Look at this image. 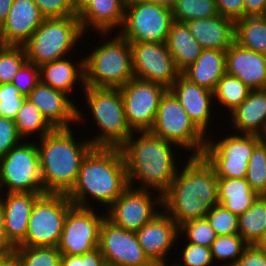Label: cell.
<instances>
[{
    "label": "cell",
    "mask_w": 266,
    "mask_h": 266,
    "mask_svg": "<svg viewBox=\"0 0 266 266\" xmlns=\"http://www.w3.org/2000/svg\"><path fill=\"white\" fill-rule=\"evenodd\" d=\"M217 236L234 235L238 232V216L221 204H217L206 215Z\"/></svg>",
    "instance_id": "60d3db41"
},
{
    "label": "cell",
    "mask_w": 266,
    "mask_h": 266,
    "mask_svg": "<svg viewBox=\"0 0 266 266\" xmlns=\"http://www.w3.org/2000/svg\"><path fill=\"white\" fill-rule=\"evenodd\" d=\"M235 134L217 141L207 137L202 156L217 178H245L254 148L261 142L259 136Z\"/></svg>",
    "instance_id": "7c38bea8"
},
{
    "label": "cell",
    "mask_w": 266,
    "mask_h": 266,
    "mask_svg": "<svg viewBox=\"0 0 266 266\" xmlns=\"http://www.w3.org/2000/svg\"><path fill=\"white\" fill-rule=\"evenodd\" d=\"M186 25L203 49L226 51L235 42V21L220 14L192 19Z\"/></svg>",
    "instance_id": "d4e9b609"
},
{
    "label": "cell",
    "mask_w": 266,
    "mask_h": 266,
    "mask_svg": "<svg viewBox=\"0 0 266 266\" xmlns=\"http://www.w3.org/2000/svg\"><path fill=\"white\" fill-rule=\"evenodd\" d=\"M45 18L78 16L72 0H33Z\"/></svg>",
    "instance_id": "f6af8a7d"
},
{
    "label": "cell",
    "mask_w": 266,
    "mask_h": 266,
    "mask_svg": "<svg viewBox=\"0 0 266 266\" xmlns=\"http://www.w3.org/2000/svg\"><path fill=\"white\" fill-rule=\"evenodd\" d=\"M233 266H266V254L257 244H248Z\"/></svg>",
    "instance_id": "c3c4849f"
},
{
    "label": "cell",
    "mask_w": 266,
    "mask_h": 266,
    "mask_svg": "<svg viewBox=\"0 0 266 266\" xmlns=\"http://www.w3.org/2000/svg\"><path fill=\"white\" fill-rule=\"evenodd\" d=\"M134 78L169 89L181 75L165 42H130Z\"/></svg>",
    "instance_id": "9a60e30c"
},
{
    "label": "cell",
    "mask_w": 266,
    "mask_h": 266,
    "mask_svg": "<svg viewBox=\"0 0 266 266\" xmlns=\"http://www.w3.org/2000/svg\"><path fill=\"white\" fill-rule=\"evenodd\" d=\"M185 234L188 243L211 247V244L217 237L216 232L211 227L207 218H199L188 221L179 227V234Z\"/></svg>",
    "instance_id": "ab89813d"
},
{
    "label": "cell",
    "mask_w": 266,
    "mask_h": 266,
    "mask_svg": "<svg viewBox=\"0 0 266 266\" xmlns=\"http://www.w3.org/2000/svg\"><path fill=\"white\" fill-rule=\"evenodd\" d=\"M226 73V51L203 49L197 60L181 75L188 81L214 91L217 82Z\"/></svg>",
    "instance_id": "4316f807"
},
{
    "label": "cell",
    "mask_w": 266,
    "mask_h": 266,
    "mask_svg": "<svg viewBox=\"0 0 266 266\" xmlns=\"http://www.w3.org/2000/svg\"><path fill=\"white\" fill-rule=\"evenodd\" d=\"M105 217L99 216L93 207L73 206L66 215L57 249L61 254L83 255L98 248Z\"/></svg>",
    "instance_id": "5bb4252c"
},
{
    "label": "cell",
    "mask_w": 266,
    "mask_h": 266,
    "mask_svg": "<svg viewBox=\"0 0 266 266\" xmlns=\"http://www.w3.org/2000/svg\"><path fill=\"white\" fill-rule=\"evenodd\" d=\"M27 61L24 46H0V84L12 83L15 75Z\"/></svg>",
    "instance_id": "74e56055"
},
{
    "label": "cell",
    "mask_w": 266,
    "mask_h": 266,
    "mask_svg": "<svg viewBox=\"0 0 266 266\" xmlns=\"http://www.w3.org/2000/svg\"><path fill=\"white\" fill-rule=\"evenodd\" d=\"M186 165L162 194V206L178 227L199 218L218 204V178L202 155H190ZM180 172V173H179Z\"/></svg>",
    "instance_id": "6da1fadb"
},
{
    "label": "cell",
    "mask_w": 266,
    "mask_h": 266,
    "mask_svg": "<svg viewBox=\"0 0 266 266\" xmlns=\"http://www.w3.org/2000/svg\"><path fill=\"white\" fill-rule=\"evenodd\" d=\"M149 131L155 136L176 143L179 148L192 151V155H202L207 142V135L190 119L169 89L160 100L155 122Z\"/></svg>",
    "instance_id": "ba28073f"
},
{
    "label": "cell",
    "mask_w": 266,
    "mask_h": 266,
    "mask_svg": "<svg viewBox=\"0 0 266 266\" xmlns=\"http://www.w3.org/2000/svg\"><path fill=\"white\" fill-rule=\"evenodd\" d=\"M173 22L171 6L159 2L127 0L118 32L129 42H166Z\"/></svg>",
    "instance_id": "30bf717a"
},
{
    "label": "cell",
    "mask_w": 266,
    "mask_h": 266,
    "mask_svg": "<svg viewBox=\"0 0 266 266\" xmlns=\"http://www.w3.org/2000/svg\"><path fill=\"white\" fill-rule=\"evenodd\" d=\"M155 266H168V264L167 263H163V264H156ZM171 266H175L174 264L172 265L171 264Z\"/></svg>",
    "instance_id": "91938a15"
},
{
    "label": "cell",
    "mask_w": 266,
    "mask_h": 266,
    "mask_svg": "<svg viewBox=\"0 0 266 266\" xmlns=\"http://www.w3.org/2000/svg\"><path fill=\"white\" fill-rule=\"evenodd\" d=\"M86 106L99 128L91 138L93 147L120 148L135 133L126 120L124 103L119 88L85 86Z\"/></svg>",
    "instance_id": "5b68a950"
},
{
    "label": "cell",
    "mask_w": 266,
    "mask_h": 266,
    "mask_svg": "<svg viewBox=\"0 0 266 266\" xmlns=\"http://www.w3.org/2000/svg\"><path fill=\"white\" fill-rule=\"evenodd\" d=\"M101 44L84 58V84L120 88L134 78L130 42L117 34Z\"/></svg>",
    "instance_id": "8992f818"
},
{
    "label": "cell",
    "mask_w": 266,
    "mask_h": 266,
    "mask_svg": "<svg viewBox=\"0 0 266 266\" xmlns=\"http://www.w3.org/2000/svg\"><path fill=\"white\" fill-rule=\"evenodd\" d=\"M92 0H72L74 10L77 15L91 2Z\"/></svg>",
    "instance_id": "11a10c76"
},
{
    "label": "cell",
    "mask_w": 266,
    "mask_h": 266,
    "mask_svg": "<svg viewBox=\"0 0 266 266\" xmlns=\"http://www.w3.org/2000/svg\"><path fill=\"white\" fill-rule=\"evenodd\" d=\"M136 234L145 255L155 264L166 263V255L179 236H183L179 235V227L164 210L136 231Z\"/></svg>",
    "instance_id": "d6986e66"
},
{
    "label": "cell",
    "mask_w": 266,
    "mask_h": 266,
    "mask_svg": "<svg viewBox=\"0 0 266 266\" xmlns=\"http://www.w3.org/2000/svg\"><path fill=\"white\" fill-rule=\"evenodd\" d=\"M44 19L33 0H13L9 14L0 27L3 45L23 46Z\"/></svg>",
    "instance_id": "ffe728a7"
},
{
    "label": "cell",
    "mask_w": 266,
    "mask_h": 266,
    "mask_svg": "<svg viewBox=\"0 0 266 266\" xmlns=\"http://www.w3.org/2000/svg\"><path fill=\"white\" fill-rule=\"evenodd\" d=\"M107 266H150L135 231L116 226L106 217L100 226L99 246Z\"/></svg>",
    "instance_id": "e0dca14e"
},
{
    "label": "cell",
    "mask_w": 266,
    "mask_h": 266,
    "mask_svg": "<svg viewBox=\"0 0 266 266\" xmlns=\"http://www.w3.org/2000/svg\"><path fill=\"white\" fill-rule=\"evenodd\" d=\"M22 140L14 120L0 116V159Z\"/></svg>",
    "instance_id": "bcb514c9"
},
{
    "label": "cell",
    "mask_w": 266,
    "mask_h": 266,
    "mask_svg": "<svg viewBox=\"0 0 266 266\" xmlns=\"http://www.w3.org/2000/svg\"><path fill=\"white\" fill-rule=\"evenodd\" d=\"M235 42L254 52L266 51V17H244L235 21Z\"/></svg>",
    "instance_id": "4dcf8cb0"
},
{
    "label": "cell",
    "mask_w": 266,
    "mask_h": 266,
    "mask_svg": "<svg viewBox=\"0 0 266 266\" xmlns=\"http://www.w3.org/2000/svg\"><path fill=\"white\" fill-rule=\"evenodd\" d=\"M4 256H5V255H1V254H0V261H1V259H2Z\"/></svg>",
    "instance_id": "6125c7cd"
},
{
    "label": "cell",
    "mask_w": 266,
    "mask_h": 266,
    "mask_svg": "<svg viewBox=\"0 0 266 266\" xmlns=\"http://www.w3.org/2000/svg\"><path fill=\"white\" fill-rule=\"evenodd\" d=\"M13 253L22 266H60L62 255L57 247L16 246Z\"/></svg>",
    "instance_id": "8d00e7d4"
},
{
    "label": "cell",
    "mask_w": 266,
    "mask_h": 266,
    "mask_svg": "<svg viewBox=\"0 0 266 266\" xmlns=\"http://www.w3.org/2000/svg\"><path fill=\"white\" fill-rule=\"evenodd\" d=\"M73 203L66 194L45 193L34 203L24 247H57L64 221Z\"/></svg>",
    "instance_id": "9c48e42d"
},
{
    "label": "cell",
    "mask_w": 266,
    "mask_h": 266,
    "mask_svg": "<svg viewBox=\"0 0 266 266\" xmlns=\"http://www.w3.org/2000/svg\"><path fill=\"white\" fill-rule=\"evenodd\" d=\"M128 187L120 148L93 147L83 159L75 186L67 197L74 206L91 208L89 196L107 205V209Z\"/></svg>",
    "instance_id": "7a4b0ae2"
},
{
    "label": "cell",
    "mask_w": 266,
    "mask_h": 266,
    "mask_svg": "<svg viewBox=\"0 0 266 266\" xmlns=\"http://www.w3.org/2000/svg\"><path fill=\"white\" fill-rule=\"evenodd\" d=\"M152 197L150 190L129 186L108 208L106 218L116 226L136 232L161 212L156 206H162V195Z\"/></svg>",
    "instance_id": "2e32d148"
},
{
    "label": "cell",
    "mask_w": 266,
    "mask_h": 266,
    "mask_svg": "<svg viewBox=\"0 0 266 266\" xmlns=\"http://www.w3.org/2000/svg\"><path fill=\"white\" fill-rule=\"evenodd\" d=\"M226 73L240 79L251 90L266 89V66L262 53L234 42L226 50Z\"/></svg>",
    "instance_id": "7402d4cb"
},
{
    "label": "cell",
    "mask_w": 266,
    "mask_h": 266,
    "mask_svg": "<svg viewBox=\"0 0 266 266\" xmlns=\"http://www.w3.org/2000/svg\"><path fill=\"white\" fill-rule=\"evenodd\" d=\"M12 4L13 0H0V27L7 18Z\"/></svg>",
    "instance_id": "f5cc1de1"
},
{
    "label": "cell",
    "mask_w": 266,
    "mask_h": 266,
    "mask_svg": "<svg viewBox=\"0 0 266 266\" xmlns=\"http://www.w3.org/2000/svg\"><path fill=\"white\" fill-rule=\"evenodd\" d=\"M40 82V67L32 62L26 61L15 75L12 84L27 96Z\"/></svg>",
    "instance_id": "7bdbcfd3"
},
{
    "label": "cell",
    "mask_w": 266,
    "mask_h": 266,
    "mask_svg": "<svg viewBox=\"0 0 266 266\" xmlns=\"http://www.w3.org/2000/svg\"><path fill=\"white\" fill-rule=\"evenodd\" d=\"M127 0H92L79 14L78 18L83 32L87 28L109 35L113 29L122 27Z\"/></svg>",
    "instance_id": "cb8c5ba5"
},
{
    "label": "cell",
    "mask_w": 266,
    "mask_h": 266,
    "mask_svg": "<svg viewBox=\"0 0 266 266\" xmlns=\"http://www.w3.org/2000/svg\"><path fill=\"white\" fill-rule=\"evenodd\" d=\"M136 133L140 135L138 138L132 134L120 147L128 184L133 187V184L139 181L141 183L137 189H152L151 191L154 189L162 195L174 180L179 169L176 167L172 150L173 145H178L155 136L150 131H136Z\"/></svg>",
    "instance_id": "3957f363"
},
{
    "label": "cell",
    "mask_w": 266,
    "mask_h": 266,
    "mask_svg": "<svg viewBox=\"0 0 266 266\" xmlns=\"http://www.w3.org/2000/svg\"><path fill=\"white\" fill-rule=\"evenodd\" d=\"M165 43L180 72L193 64L203 50L186 23L176 21L172 22Z\"/></svg>",
    "instance_id": "f1b7e54d"
},
{
    "label": "cell",
    "mask_w": 266,
    "mask_h": 266,
    "mask_svg": "<svg viewBox=\"0 0 266 266\" xmlns=\"http://www.w3.org/2000/svg\"><path fill=\"white\" fill-rule=\"evenodd\" d=\"M26 98L12 83L0 84V116L14 120Z\"/></svg>",
    "instance_id": "b9f144b4"
},
{
    "label": "cell",
    "mask_w": 266,
    "mask_h": 266,
    "mask_svg": "<svg viewBox=\"0 0 266 266\" xmlns=\"http://www.w3.org/2000/svg\"><path fill=\"white\" fill-rule=\"evenodd\" d=\"M218 14L234 21L244 18L243 0H215Z\"/></svg>",
    "instance_id": "681fc988"
},
{
    "label": "cell",
    "mask_w": 266,
    "mask_h": 266,
    "mask_svg": "<svg viewBox=\"0 0 266 266\" xmlns=\"http://www.w3.org/2000/svg\"><path fill=\"white\" fill-rule=\"evenodd\" d=\"M256 244L266 254V234Z\"/></svg>",
    "instance_id": "9f6ffc18"
},
{
    "label": "cell",
    "mask_w": 266,
    "mask_h": 266,
    "mask_svg": "<svg viewBox=\"0 0 266 266\" xmlns=\"http://www.w3.org/2000/svg\"><path fill=\"white\" fill-rule=\"evenodd\" d=\"M248 243L239 235L217 236L211 244L212 259L220 261H230L223 266H233L242 256Z\"/></svg>",
    "instance_id": "d590c367"
},
{
    "label": "cell",
    "mask_w": 266,
    "mask_h": 266,
    "mask_svg": "<svg viewBox=\"0 0 266 266\" xmlns=\"http://www.w3.org/2000/svg\"><path fill=\"white\" fill-rule=\"evenodd\" d=\"M143 1L159 2V3L166 4L168 6H171V4L173 2V0H143Z\"/></svg>",
    "instance_id": "6f0895ef"
},
{
    "label": "cell",
    "mask_w": 266,
    "mask_h": 266,
    "mask_svg": "<svg viewBox=\"0 0 266 266\" xmlns=\"http://www.w3.org/2000/svg\"><path fill=\"white\" fill-rule=\"evenodd\" d=\"M15 247L16 246L8 239L4 226V212L0 205V254L5 256L13 254Z\"/></svg>",
    "instance_id": "f907efd6"
},
{
    "label": "cell",
    "mask_w": 266,
    "mask_h": 266,
    "mask_svg": "<svg viewBox=\"0 0 266 266\" xmlns=\"http://www.w3.org/2000/svg\"><path fill=\"white\" fill-rule=\"evenodd\" d=\"M0 266H22L18 257L13 253L4 256L0 261Z\"/></svg>",
    "instance_id": "db71d44e"
},
{
    "label": "cell",
    "mask_w": 266,
    "mask_h": 266,
    "mask_svg": "<svg viewBox=\"0 0 266 266\" xmlns=\"http://www.w3.org/2000/svg\"><path fill=\"white\" fill-rule=\"evenodd\" d=\"M259 137H260V141L266 145V124L263 129V132L261 133Z\"/></svg>",
    "instance_id": "680465c9"
},
{
    "label": "cell",
    "mask_w": 266,
    "mask_h": 266,
    "mask_svg": "<svg viewBox=\"0 0 266 266\" xmlns=\"http://www.w3.org/2000/svg\"><path fill=\"white\" fill-rule=\"evenodd\" d=\"M230 114L233 131L260 136L266 124V89L251 90L248 97Z\"/></svg>",
    "instance_id": "484cf974"
},
{
    "label": "cell",
    "mask_w": 266,
    "mask_h": 266,
    "mask_svg": "<svg viewBox=\"0 0 266 266\" xmlns=\"http://www.w3.org/2000/svg\"><path fill=\"white\" fill-rule=\"evenodd\" d=\"M250 92L251 89L240 79L225 73L217 82L213 97L226 109L228 108L227 111L232 112L248 97Z\"/></svg>",
    "instance_id": "836d02e7"
},
{
    "label": "cell",
    "mask_w": 266,
    "mask_h": 266,
    "mask_svg": "<svg viewBox=\"0 0 266 266\" xmlns=\"http://www.w3.org/2000/svg\"><path fill=\"white\" fill-rule=\"evenodd\" d=\"M76 62L66 58L42 64L40 67V81L49 87L62 91L70 96L75 83H81L84 89V57ZM70 93V94H69Z\"/></svg>",
    "instance_id": "83f0119b"
},
{
    "label": "cell",
    "mask_w": 266,
    "mask_h": 266,
    "mask_svg": "<svg viewBox=\"0 0 266 266\" xmlns=\"http://www.w3.org/2000/svg\"><path fill=\"white\" fill-rule=\"evenodd\" d=\"M171 10L173 21L181 23L218 15L215 0H173Z\"/></svg>",
    "instance_id": "e575fe53"
},
{
    "label": "cell",
    "mask_w": 266,
    "mask_h": 266,
    "mask_svg": "<svg viewBox=\"0 0 266 266\" xmlns=\"http://www.w3.org/2000/svg\"><path fill=\"white\" fill-rule=\"evenodd\" d=\"M17 131L22 139L39 136L38 139L51 133L54 128L44 118L39 109L27 98L14 118Z\"/></svg>",
    "instance_id": "d6a6232c"
},
{
    "label": "cell",
    "mask_w": 266,
    "mask_h": 266,
    "mask_svg": "<svg viewBox=\"0 0 266 266\" xmlns=\"http://www.w3.org/2000/svg\"><path fill=\"white\" fill-rule=\"evenodd\" d=\"M244 17L265 16L266 0H243Z\"/></svg>",
    "instance_id": "816d5d0a"
},
{
    "label": "cell",
    "mask_w": 266,
    "mask_h": 266,
    "mask_svg": "<svg viewBox=\"0 0 266 266\" xmlns=\"http://www.w3.org/2000/svg\"><path fill=\"white\" fill-rule=\"evenodd\" d=\"M218 204L236 216L249 209L259 196L245 178H218Z\"/></svg>",
    "instance_id": "f546056e"
},
{
    "label": "cell",
    "mask_w": 266,
    "mask_h": 266,
    "mask_svg": "<svg viewBox=\"0 0 266 266\" xmlns=\"http://www.w3.org/2000/svg\"><path fill=\"white\" fill-rule=\"evenodd\" d=\"M262 55H263L264 62H265V66H266V51H264V52L262 53Z\"/></svg>",
    "instance_id": "94428289"
},
{
    "label": "cell",
    "mask_w": 266,
    "mask_h": 266,
    "mask_svg": "<svg viewBox=\"0 0 266 266\" xmlns=\"http://www.w3.org/2000/svg\"><path fill=\"white\" fill-rule=\"evenodd\" d=\"M41 195L43 194L16 192L7 193L6 198H0L6 233L15 246L25 240L32 207Z\"/></svg>",
    "instance_id": "603a6c76"
},
{
    "label": "cell",
    "mask_w": 266,
    "mask_h": 266,
    "mask_svg": "<svg viewBox=\"0 0 266 266\" xmlns=\"http://www.w3.org/2000/svg\"><path fill=\"white\" fill-rule=\"evenodd\" d=\"M238 232L248 244H256L266 234V196H258L238 217Z\"/></svg>",
    "instance_id": "1f68e13d"
},
{
    "label": "cell",
    "mask_w": 266,
    "mask_h": 266,
    "mask_svg": "<svg viewBox=\"0 0 266 266\" xmlns=\"http://www.w3.org/2000/svg\"><path fill=\"white\" fill-rule=\"evenodd\" d=\"M128 125L133 131H149L155 122L162 96L161 84L133 78L120 88Z\"/></svg>",
    "instance_id": "4fadbf2b"
},
{
    "label": "cell",
    "mask_w": 266,
    "mask_h": 266,
    "mask_svg": "<svg viewBox=\"0 0 266 266\" xmlns=\"http://www.w3.org/2000/svg\"><path fill=\"white\" fill-rule=\"evenodd\" d=\"M245 179L259 196H266V145L262 142L254 148Z\"/></svg>",
    "instance_id": "f35d334b"
},
{
    "label": "cell",
    "mask_w": 266,
    "mask_h": 266,
    "mask_svg": "<svg viewBox=\"0 0 266 266\" xmlns=\"http://www.w3.org/2000/svg\"><path fill=\"white\" fill-rule=\"evenodd\" d=\"M14 146L0 159V189L5 193L45 194L41 181L37 144L26 140Z\"/></svg>",
    "instance_id": "8fae6325"
},
{
    "label": "cell",
    "mask_w": 266,
    "mask_h": 266,
    "mask_svg": "<svg viewBox=\"0 0 266 266\" xmlns=\"http://www.w3.org/2000/svg\"><path fill=\"white\" fill-rule=\"evenodd\" d=\"M182 254L183 266H211L214 262L210 247L186 243ZM174 265L181 266L179 263Z\"/></svg>",
    "instance_id": "ee69618b"
},
{
    "label": "cell",
    "mask_w": 266,
    "mask_h": 266,
    "mask_svg": "<svg viewBox=\"0 0 266 266\" xmlns=\"http://www.w3.org/2000/svg\"><path fill=\"white\" fill-rule=\"evenodd\" d=\"M26 97L54 129H67L73 122L84 119L83 112L79 111L71 98H68V94L55 90L41 81Z\"/></svg>",
    "instance_id": "ac0fdd59"
},
{
    "label": "cell",
    "mask_w": 266,
    "mask_h": 266,
    "mask_svg": "<svg viewBox=\"0 0 266 266\" xmlns=\"http://www.w3.org/2000/svg\"><path fill=\"white\" fill-rule=\"evenodd\" d=\"M77 140L71 128L54 129L40 138L37 146L45 193L67 195L75 186L81 163L93 148L89 140Z\"/></svg>",
    "instance_id": "277c9868"
},
{
    "label": "cell",
    "mask_w": 266,
    "mask_h": 266,
    "mask_svg": "<svg viewBox=\"0 0 266 266\" xmlns=\"http://www.w3.org/2000/svg\"><path fill=\"white\" fill-rule=\"evenodd\" d=\"M169 90L178 99L195 125L208 136L206 134L208 124L210 126L209 120H212L211 107L214 106L211 104V101L214 100L213 92L188 81L182 75L177 78Z\"/></svg>",
    "instance_id": "44dd1931"
},
{
    "label": "cell",
    "mask_w": 266,
    "mask_h": 266,
    "mask_svg": "<svg viewBox=\"0 0 266 266\" xmlns=\"http://www.w3.org/2000/svg\"><path fill=\"white\" fill-rule=\"evenodd\" d=\"M60 266H107L99 248L83 255L62 254Z\"/></svg>",
    "instance_id": "7dc6e473"
},
{
    "label": "cell",
    "mask_w": 266,
    "mask_h": 266,
    "mask_svg": "<svg viewBox=\"0 0 266 266\" xmlns=\"http://www.w3.org/2000/svg\"><path fill=\"white\" fill-rule=\"evenodd\" d=\"M84 34L78 16L45 18L23 45L27 61L41 66L65 58Z\"/></svg>",
    "instance_id": "52a82bcc"
}]
</instances>
